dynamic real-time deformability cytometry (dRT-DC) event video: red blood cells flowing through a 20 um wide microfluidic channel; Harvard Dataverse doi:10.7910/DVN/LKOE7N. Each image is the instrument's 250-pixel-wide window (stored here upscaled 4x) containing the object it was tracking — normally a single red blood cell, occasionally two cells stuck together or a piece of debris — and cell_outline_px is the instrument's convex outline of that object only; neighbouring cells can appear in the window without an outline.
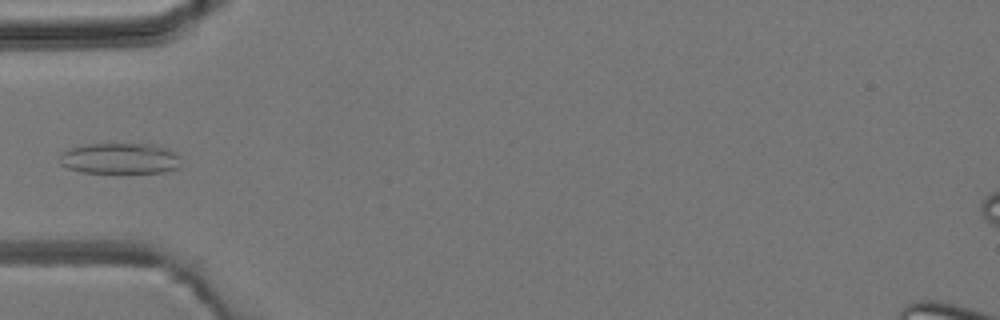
{"species": "common noctule bat (a hibernating species)", "species_latin": "Nyctalus noctula", "temperature_condition": "room temperature", "stored_images_in_passage": 6, "camera_frame_rate_fps": 3000, "um_per_image_px": 0.085, "animal": {"sex": "male", "body_mass_g": 19.2, "forearm_length_mm": 51.8}, "frame": {"image": 1, "passage_image": 6, "time_ms": 5.667, "image_size_px": [1000, 320], "cell_outline_px": [[180, 168], [164, 172], [80, 172], [68, 168], [60, 164], [60, 156], [68, 148], [84, 144], [156, 144], [168, 148], [180, 156]], "centroid_in_image_um": [10.23, 13.46], "position_along_channel_um": 74.8, "area_um2": 21.96}}